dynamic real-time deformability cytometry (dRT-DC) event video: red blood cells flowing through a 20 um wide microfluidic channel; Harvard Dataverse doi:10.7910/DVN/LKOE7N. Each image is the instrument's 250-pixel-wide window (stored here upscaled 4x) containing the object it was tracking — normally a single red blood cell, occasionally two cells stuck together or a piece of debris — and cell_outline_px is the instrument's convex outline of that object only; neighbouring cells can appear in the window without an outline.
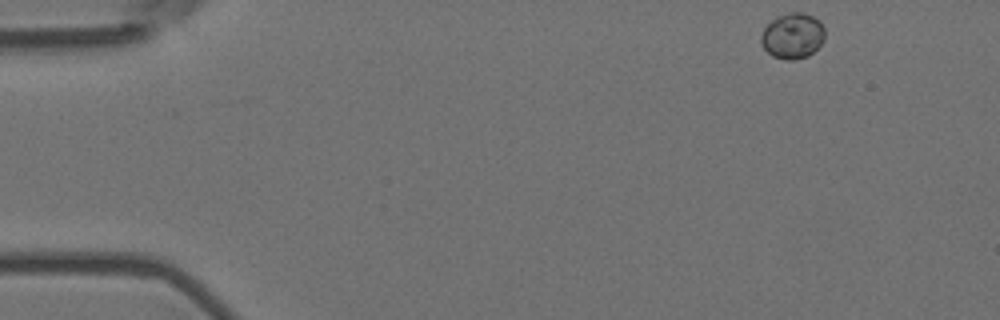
{"species": "Egyptian fruit bat (a non-hibernating species)", "species_latin": "Rousettus aegyptiacus", "temperature_condition": "room temperature", "stored_images_in_passage": 51, "camera_frame_rate_fps": 3000, "um_per_image_px": 0.085, "animal": {"sex": "female"}, "frame": {"image": 1, "passage_image": 1, "time_ms": 0.0, "image_size_px": [1000, 320], "cell_outline_px": [[824, 40], [808, 56], [796, 60], [784, 60], [772, 56], [764, 48], [760, 40], [760, 36], [764, 28], [776, 16], [788, 12], [804, 12], [820, 20], [824, 28]], "centroid_in_image_um": [67.36, 3.04], "position_along_channel_um": 17.6, "area_um2": 17.11}}
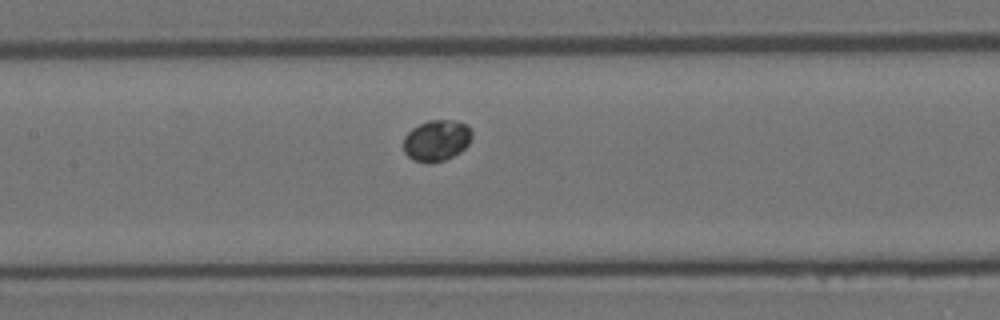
{"frame": {"image": 2, "passage_image": 22, "time_ms": 7.0, "image_size_px": [1000, 320], "cell_outline_px": [[472, 136], [468, 144], [460, 152], [444, 160], [428, 164], [412, 160], [404, 152], [404, 136], [412, 128], [428, 120], [452, 120], [468, 124], [472, 132]], "centroid_in_image_um": [37.1, 11.94], "position_along_channel_um": 170.3, "area_um2": 16.53}}
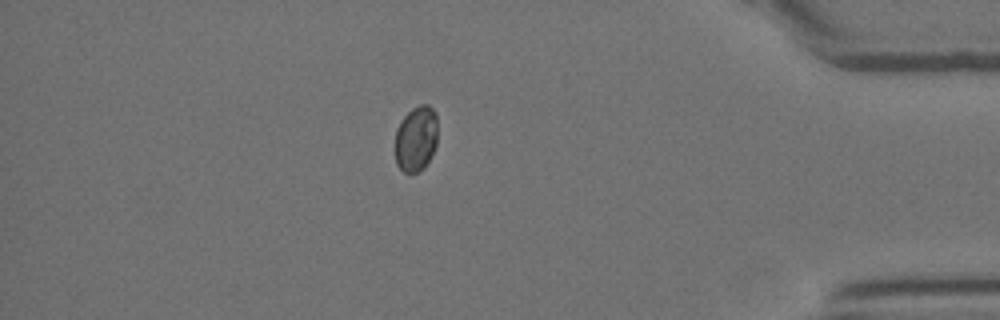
{"frame": {"image": 3, "passage_image": 44, "time_ms": 14.333, "image_size_px": [1000, 320], "cell_outline_px": [[436, 144], [424, 168], [416, 172], [404, 172], [396, 164], [396, 128], [400, 120], [412, 108], [420, 104], [428, 104], [436, 112]], "centroid_in_image_um": [35.35, 11.75], "position_along_channel_um": 399.8, "area_um2": 16.13}}